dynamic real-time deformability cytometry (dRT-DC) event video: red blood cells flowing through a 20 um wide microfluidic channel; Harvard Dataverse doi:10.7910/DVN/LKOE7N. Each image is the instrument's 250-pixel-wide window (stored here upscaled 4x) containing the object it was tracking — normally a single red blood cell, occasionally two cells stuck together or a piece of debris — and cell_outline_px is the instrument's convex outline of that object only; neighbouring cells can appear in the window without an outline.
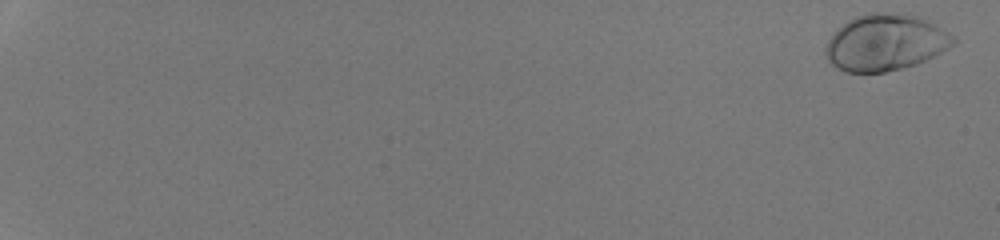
{"species": "human", "species_latin": "Homo sapiens", "temperature_condition": "room temperature", "stored_images_in_passage": 54, "camera_frame_rate_fps": 3000, "um_per_image_px": 0.085, "donor": {"sex": "male"}, "frame": {"image": 1, "passage_image": 2, "time_ms": 0.333, "image_size_px": [1000, 240], "cell_outline_px": [[956, 40], [952, 44], [940, 52], [916, 64], [884, 72], [848, 72], [832, 64], [828, 60], [828, 40], [832, 32], [848, 20], [856, 16], [868, 12], [876, 12], [916, 16], [948, 32]], "centroid_in_image_um": [75.22, 3.61], "position_along_channel_um": 9.8, "area_um2": 40.86}}
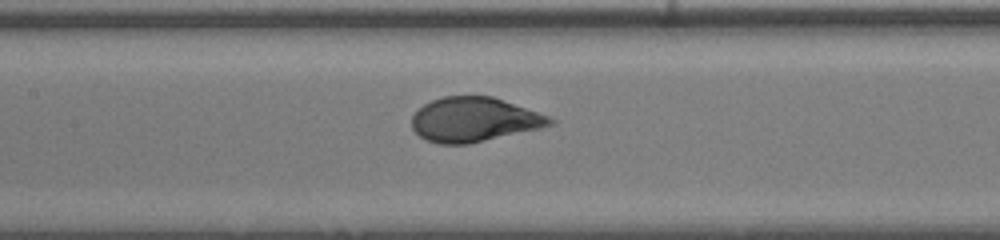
{"frame": {"image": 2, "passage_image": 31, "time_ms": 10.0, "image_size_px": [1000, 240], "cell_outline_px": [[556, 124], [540, 128], [468, 144], [440, 144], [428, 140], [420, 136], [412, 128], [412, 116], [424, 104], [432, 100], [444, 96], [492, 96], [548, 116], [556, 120]], "centroid_in_image_um": [40.3, 10.17], "position_along_channel_um": 167.1, "area_um2": 35.43}}
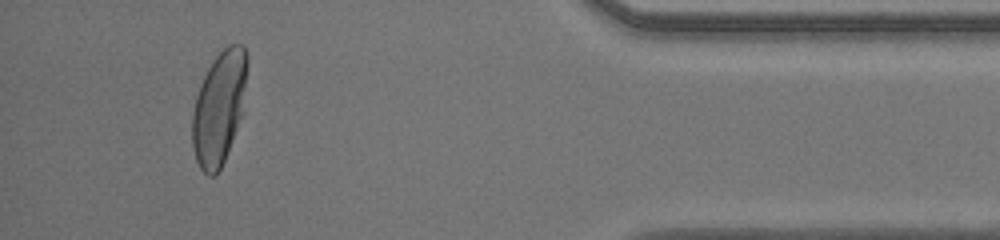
{"frame": {"image": 3, "passage_image": 51, "time_ms": 16.667, "image_size_px": [1000, 240], "cell_outline_px": [[248, 60], [244, 112], [224, 160], [216, 176], [208, 176], [200, 168], [196, 160], [192, 144], [192, 112], [196, 96], [200, 84], [212, 60], [228, 44], [244, 44], [248, 56]], "centroid_in_image_um": [18.65, 9.13], "position_along_channel_um": 416.6, "area_um2": 36.7}, "authors_computed_cell_mechanics": {"area_um2": 36.7608, "velocity_mm_per_s": 4.2691, "shape_relaxation_time_tau1_ms": 2.7067, "shape_relaxation_time_tau2_ms": null, "deformation_change_tau1": 0.1923, "deformation_change_tau2": null}}